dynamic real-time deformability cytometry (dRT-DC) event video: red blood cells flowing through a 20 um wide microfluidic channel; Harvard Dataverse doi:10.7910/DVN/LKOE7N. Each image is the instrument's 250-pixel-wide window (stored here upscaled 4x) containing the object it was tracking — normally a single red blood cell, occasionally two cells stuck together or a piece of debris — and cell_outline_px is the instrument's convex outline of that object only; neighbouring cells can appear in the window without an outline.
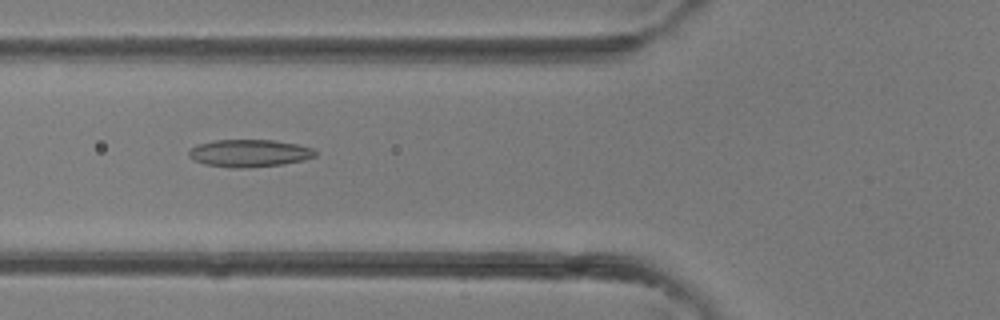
{"species": "common noctule bat (a hibernating species)", "species_latin": "Nyctalus noctula", "temperature_condition": "room temperature", "stored_images_in_passage": 39, "camera_frame_rate_fps": 3000, "um_per_image_px": 0.085, "animal": {"sex": "female"}, "frame": {"image": 1, "passage_image": 15, "time_ms": 4.667, "image_size_px": [1000, 320], "cell_outline_px": [[316, 156], [304, 160], [284, 164], [244, 168], [232, 168], [204, 164], [192, 160], [188, 156], [188, 152], [196, 144], [216, 140], [276, 140], [296, 144], [312, 148], [316, 152]], "centroid_in_image_um": [21.17, 13.02], "position_along_channel_um": 104.6, "area_um2": 20.35}}
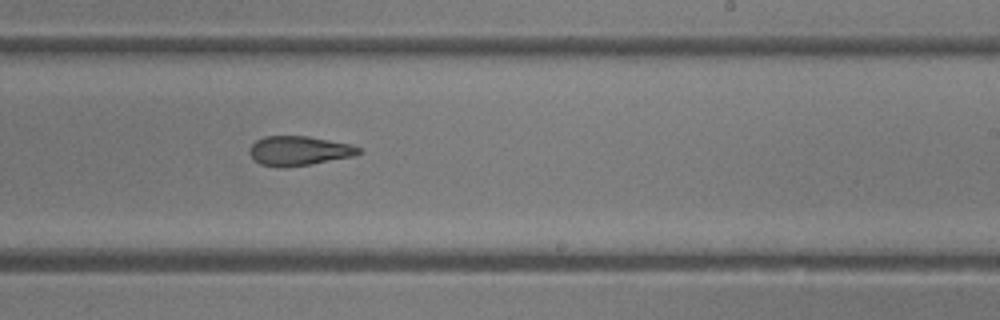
{"frame": {"image": 2, "passage_image": 24, "time_ms": 7.667, "image_size_px": [1000, 320], "cell_outline_px": [[360, 152], [352, 156], [312, 164], [284, 168], [260, 164], [248, 152], [252, 144], [256, 140], [264, 136], [308, 136], [352, 144], [360, 148]], "centroid_in_image_um": [25.4, 12.81], "position_along_channel_um": 263.6, "area_um2": 18.67}}
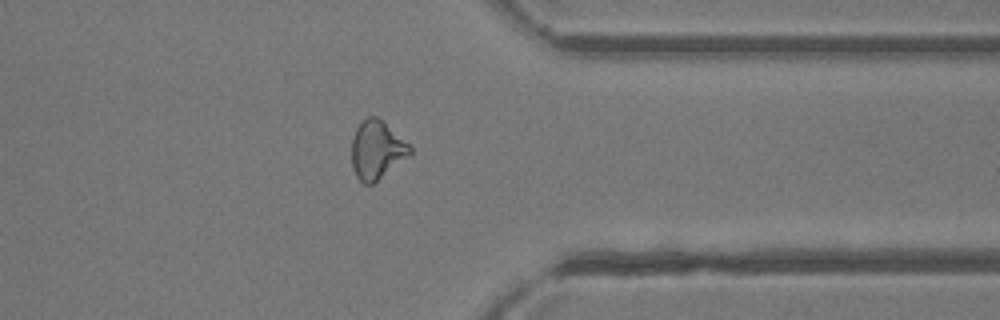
{"frame": {"image": 3, "passage_image": 31, "time_ms": 10.0, "image_size_px": [1000, 320], "cell_outline_px": [[412, 152], [408, 156], [372, 184], [364, 184], [356, 176], [352, 168], [352, 136], [356, 128], [368, 116], [376, 116], [384, 120], [412, 148]], "centroid_in_image_um": [32.01, 12.72], "position_along_channel_um": 379.4, "area_um2": 19.65}}